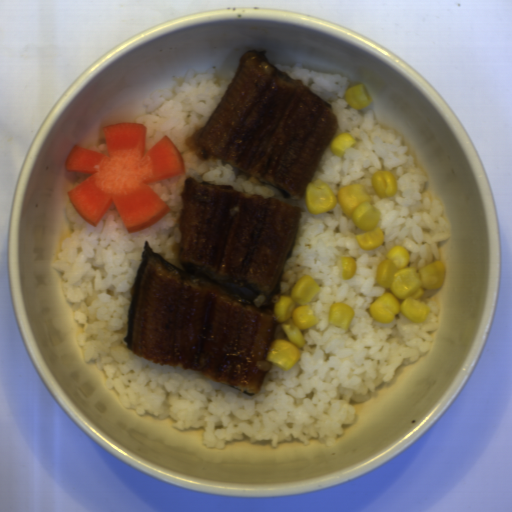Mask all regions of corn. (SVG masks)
Instances as JSON below:
<instances>
[{
	"label": "corn",
	"instance_id": "obj_1",
	"mask_svg": "<svg viewBox=\"0 0 512 512\" xmlns=\"http://www.w3.org/2000/svg\"><path fill=\"white\" fill-rule=\"evenodd\" d=\"M386 255L376 268V282L383 286L384 294L369 306L374 321L390 323L397 314L415 323L423 321L430 308L422 297L426 290L441 288L444 262H432L416 271L410 266L408 248L396 245Z\"/></svg>",
	"mask_w": 512,
	"mask_h": 512
},
{
	"label": "corn",
	"instance_id": "obj_2",
	"mask_svg": "<svg viewBox=\"0 0 512 512\" xmlns=\"http://www.w3.org/2000/svg\"><path fill=\"white\" fill-rule=\"evenodd\" d=\"M319 291V284L307 274L297 280L289 294L279 295L273 306V315L286 336L271 342L265 361L282 371L291 369L297 362L305 346V330L319 322L309 305Z\"/></svg>",
	"mask_w": 512,
	"mask_h": 512
},
{
	"label": "corn",
	"instance_id": "obj_3",
	"mask_svg": "<svg viewBox=\"0 0 512 512\" xmlns=\"http://www.w3.org/2000/svg\"><path fill=\"white\" fill-rule=\"evenodd\" d=\"M339 207L360 233L355 236L359 248L373 251L381 246L384 234L379 227L378 209L364 185L348 184L337 192Z\"/></svg>",
	"mask_w": 512,
	"mask_h": 512
},
{
	"label": "corn",
	"instance_id": "obj_4",
	"mask_svg": "<svg viewBox=\"0 0 512 512\" xmlns=\"http://www.w3.org/2000/svg\"><path fill=\"white\" fill-rule=\"evenodd\" d=\"M305 204L310 214H322L337 205L336 196L327 182L316 179L305 188Z\"/></svg>",
	"mask_w": 512,
	"mask_h": 512
},
{
	"label": "corn",
	"instance_id": "obj_5",
	"mask_svg": "<svg viewBox=\"0 0 512 512\" xmlns=\"http://www.w3.org/2000/svg\"><path fill=\"white\" fill-rule=\"evenodd\" d=\"M370 183L380 198L392 197L397 193V177L393 172L387 170L373 172Z\"/></svg>",
	"mask_w": 512,
	"mask_h": 512
},
{
	"label": "corn",
	"instance_id": "obj_6",
	"mask_svg": "<svg viewBox=\"0 0 512 512\" xmlns=\"http://www.w3.org/2000/svg\"><path fill=\"white\" fill-rule=\"evenodd\" d=\"M354 315L355 312L352 306L336 302L329 307L328 323L348 331Z\"/></svg>",
	"mask_w": 512,
	"mask_h": 512
},
{
	"label": "corn",
	"instance_id": "obj_7",
	"mask_svg": "<svg viewBox=\"0 0 512 512\" xmlns=\"http://www.w3.org/2000/svg\"><path fill=\"white\" fill-rule=\"evenodd\" d=\"M344 99L346 103L355 110H362L363 108L368 107L373 101L365 85L362 83L351 86L347 89L344 93Z\"/></svg>",
	"mask_w": 512,
	"mask_h": 512
},
{
	"label": "corn",
	"instance_id": "obj_8",
	"mask_svg": "<svg viewBox=\"0 0 512 512\" xmlns=\"http://www.w3.org/2000/svg\"><path fill=\"white\" fill-rule=\"evenodd\" d=\"M357 141L355 138L350 135L348 132H342L339 133L330 144V150L333 154L343 157L345 154V151L348 148H354Z\"/></svg>",
	"mask_w": 512,
	"mask_h": 512
},
{
	"label": "corn",
	"instance_id": "obj_9",
	"mask_svg": "<svg viewBox=\"0 0 512 512\" xmlns=\"http://www.w3.org/2000/svg\"><path fill=\"white\" fill-rule=\"evenodd\" d=\"M341 272L345 280L352 279L356 272V263L353 256L341 258Z\"/></svg>",
	"mask_w": 512,
	"mask_h": 512
}]
</instances>
